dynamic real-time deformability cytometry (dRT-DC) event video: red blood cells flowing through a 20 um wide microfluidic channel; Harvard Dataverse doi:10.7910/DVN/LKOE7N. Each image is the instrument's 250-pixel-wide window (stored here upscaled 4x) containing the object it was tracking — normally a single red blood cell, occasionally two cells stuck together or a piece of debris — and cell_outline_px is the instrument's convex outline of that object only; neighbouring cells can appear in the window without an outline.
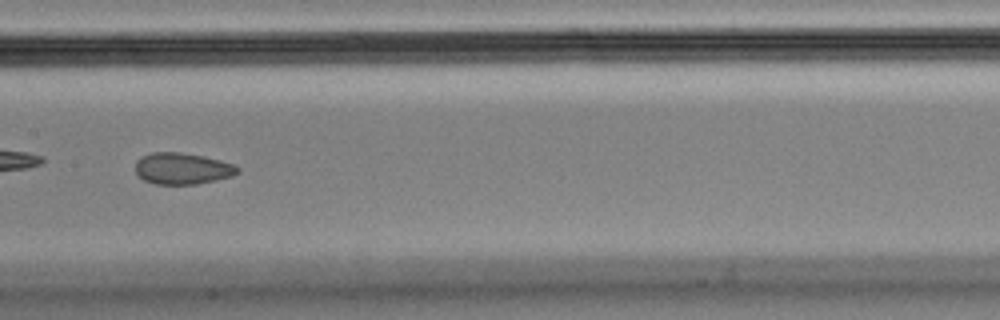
{"species": "Egyptian fruit bat (a non-hibernating species)", "species_latin": "Rousettus aegyptiacus", "temperature_condition": "cold", "stored_images_in_passage": 9, "camera_frame_rate_fps": 3000, "um_per_image_px": 0.085, "animal": {"sex": "male"}, "frame": {"image": 1, "passage_image": 8, "time_ms": 2.333, "image_size_px": [1000, 320], "cell_outline_px": [[240, 172], [232, 176], [216, 180], [196, 184], [156, 184], [144, 180], [136, 172], [136, 160], [140, 156], [152, 152], [180, 152], [204, 156], [220, 160], [232, 164], [240, 168]], "centroid_in_image_um": [15.5, 14.32], "position_along_channel_um": 191.9, "area_um2": 18.79}}
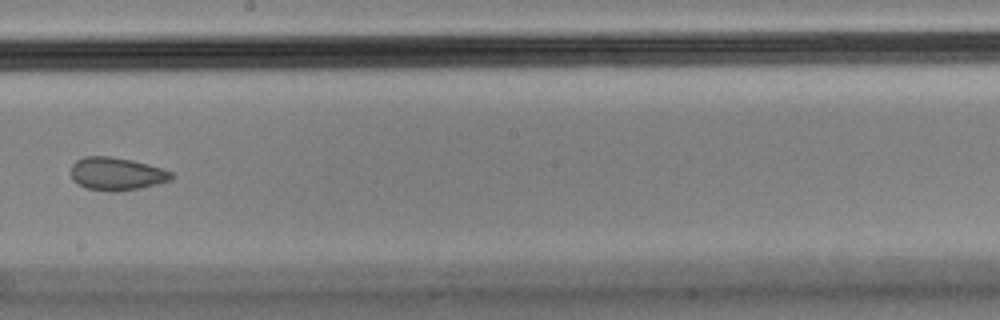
{"frame": {"image": 2, "passage_image": 9, "time_ms": 2.667, "image_size_px": [1000, 320], "cell_outline_px": [[172, 180], [140, 188], [116, 192], [112, 192], [88, 188], [72, 180], [72, 164], [76, 160], [84, 156], [112, 156], [132, 160], [164, 168], [172, 172]], "centroid_in_image_um": [9.93, 14.76], "position_along_channel_um": 238.3, "area_um2": 19.31}}